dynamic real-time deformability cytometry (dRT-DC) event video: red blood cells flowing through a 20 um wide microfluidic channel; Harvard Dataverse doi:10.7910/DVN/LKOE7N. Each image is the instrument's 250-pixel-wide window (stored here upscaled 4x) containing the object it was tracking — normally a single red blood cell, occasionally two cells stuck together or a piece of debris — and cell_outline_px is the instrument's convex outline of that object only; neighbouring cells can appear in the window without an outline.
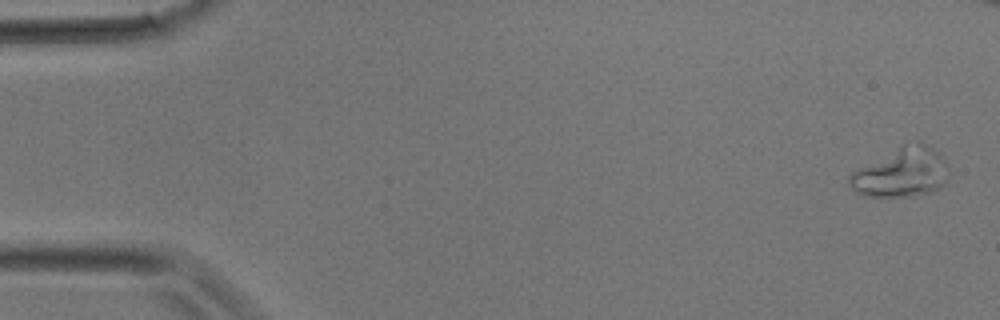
{"species": "common noctule bat (a hibernating species)", "species_latin": "Nyctalus noctula", "temperature_condition": "room temperature", "stored_images_in_passage": 34, "camera_frame_rate_fps": 3000, "um_per_image_px": 0.085, "animal": {"sex": "male", "body_mass_g": 17.9}, "frame": {"image": 1, "passage_image": 1, "time_ms": 0.0, "image_size_px": [1000, 320], "cell_outline_px": [[948, 168], [944, 184], [928, 192], [912, 196], [864, 196], [856, 192], [848, 184], [848, 176], [852, 172], [900, 144], [916, 140], [920, 140], [928, 144], [944, 160]], "centroid_in_image_um": [76.59, 14.62], "position_along_channel_um": 8.4, "area_um2": 28.5}}
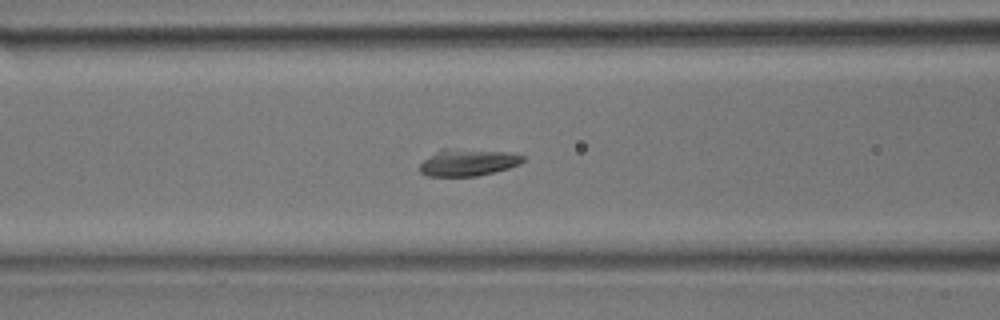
{"frame": {"image": 2, "passage_image": 13, "time_ms": 4.0, "image_size_px": [1000, 320], "cell_outline_px": [[524, 160], [520, 164], [508, 168], [476, 176], [428, 176], [420, 172], [420, 164], [424, 160], [440, 148], [452, 148], [512, 152], [524, 156]], "centroid_in_image_um": [39.77, 13.79], "position_along_channel_um": 126.8, "area_um2": 16.24}}
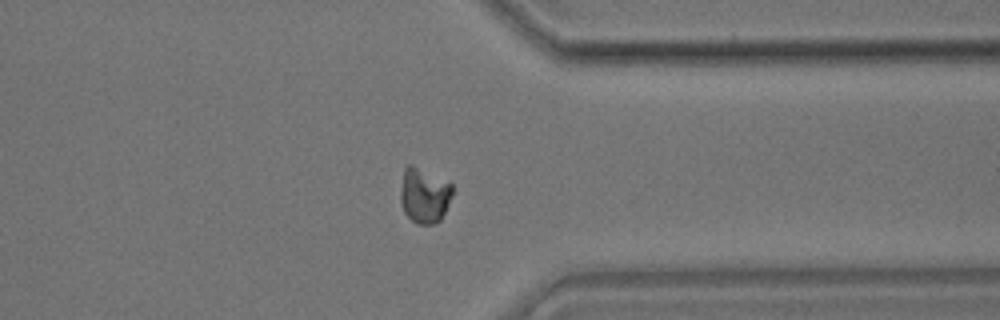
{"frame": {"image": 3, "passage_image": 26, "time_ms": 8.333, "image_size_px": [1000, 320], "cell_outline_px": [[452, 196], [440, 220], [436, 224], [416, 224], [404, 212], [400, 200], [400, 192], [404, 168], [408, 164], [412, 164], [452, 184]], "centroid_in_image_um": [36.04, 16.61], "position_along_channel_um": 375.4, "area_um2": 16.65}}